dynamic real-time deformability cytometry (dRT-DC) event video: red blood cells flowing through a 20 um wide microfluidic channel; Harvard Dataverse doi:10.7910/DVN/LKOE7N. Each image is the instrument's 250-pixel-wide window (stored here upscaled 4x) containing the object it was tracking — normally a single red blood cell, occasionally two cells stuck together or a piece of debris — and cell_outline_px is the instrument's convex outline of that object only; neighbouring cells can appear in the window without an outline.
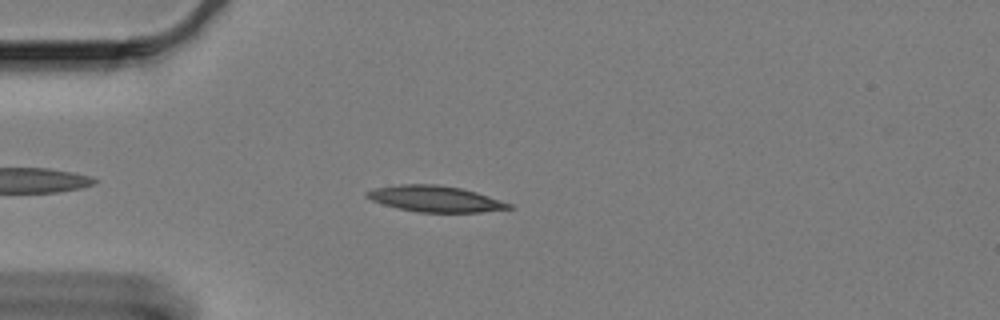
{"species": "Egyptian fruit bat (a non-hibernating species)", "species_latin": "Rousettus aegyptiacus", "temperature_condition": "cold", "stored_images_in_passage": 52, "camera_frame_rate_fps": 3000, "um_per_image_px": 0.085, "animal": {"sex": "female"}, "frame": {"image": 1, "passage_image": 7, "time_ms": 2.0, "image_size_px": [1000, 320], "cell_outline_px": [[516, 208], [480, 212], [420, 212], [400, 208], [384, 204], [372, 200], [364, 196], [364, 192], [372, 188], [400, 184], [436, 184], [460, 188], [476, 192], [512, 204]], "centroid_in_image_um": [36.98, 16.89], "position_along_channel_um": 48.0, "area_um2": 21.5}}
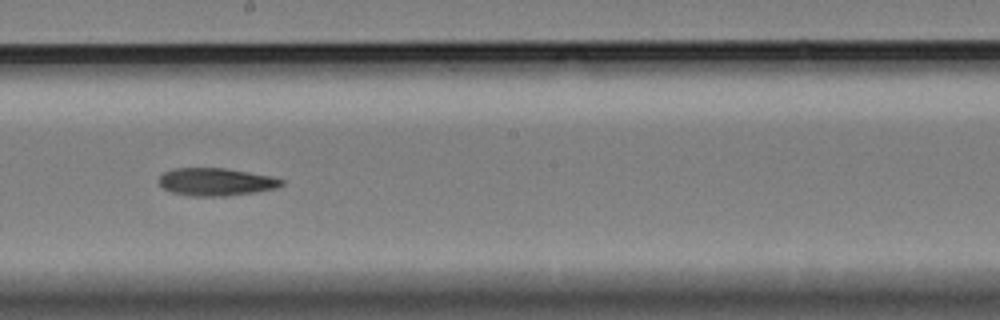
{"frame": {"image": 2, "passage_image": 25, "time_ms": 8.0, "image_size_px": [1000, 320], "cell_outline_px": [[284, 184], [276, 188], [256, 192], [224, 196], [188, 196], [172, 192], [164, 188], [156, 180], [164, 172], [172, 168], [224, 168], [272, 176], [284, 180]], "centroid_in_image_um": [18.34, 15.46], "position_along_channel_um": 229.9, "area_um2": 19.88}}
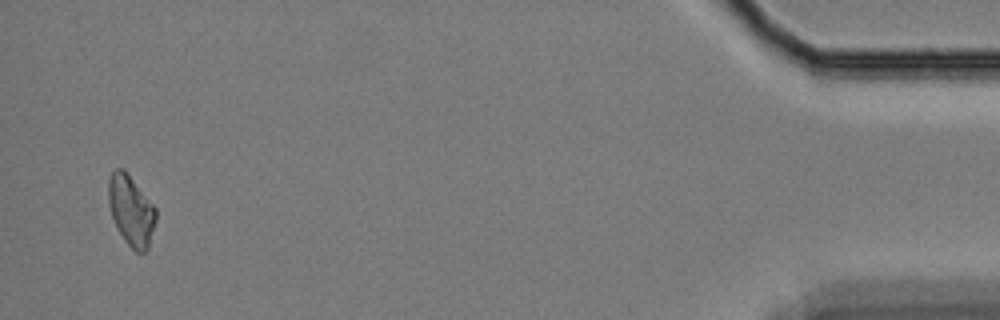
{"frame": {"image": 3, "passage_image": 50, "time_ms": 16.333, "image_size_px": [1000, 320], "cell_outline_px": [[156, 220], [148, 248], [144, 252], [136, 252], [124, 240], [112, 216], [108, 204], [108, 176], [116, 168], [124, 168], [156, 208]], "centroid_in_image_um": [11.14, 17.86], "position_along_channel_um": 424.1, "area_um2": 19.36}, "authors_computed_cell_mechanics": {"area_um2": 20.1722, "velocity_mm_per_s": 3.2744, "shape_relaxation_time_tau1_ms": 11.0441, "shape_relaxation_time_tau2_ms": null, "deformation_change_tau1": 0.2018, "deformation_change_tau2": null}}